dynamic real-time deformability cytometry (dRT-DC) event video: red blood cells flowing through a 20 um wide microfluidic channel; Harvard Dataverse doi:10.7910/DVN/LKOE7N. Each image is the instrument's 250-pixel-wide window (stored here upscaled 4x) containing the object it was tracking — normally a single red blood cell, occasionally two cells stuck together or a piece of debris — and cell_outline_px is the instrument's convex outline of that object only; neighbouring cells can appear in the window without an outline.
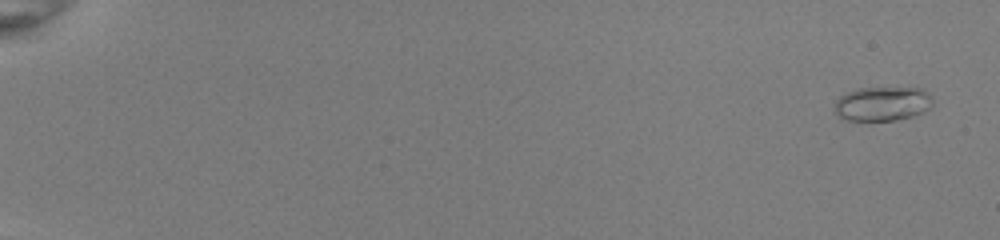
{"species": "common noctule bat (a hibernating species)", "species_latin": "Nyctalus noctula", "temperature_condition": "room temperature", "stored_images_in_passage": 54, "camera_frame_rate_fps": 3000, "um_per_image_px": 0.085, "animal": {"sex": "female", "body_mass_g": 22.0, "forearm_length_mm": 56.7}, "frame": {"image": 1, "passage_image": 3, "time_ms": 0.667, "image_size_px": [1000, 240], "cell_outline_px": [[924, 96], [916, 112], [908, 116], [892, 120], [852, 120], [844, 116], [836, 108], [836, 104], [844, 96], [852, 92], [868, 88], [912, 88], [920, 92]], "centroid_in_image_um": [74.81, 8.82], "position_along_channel_um": 10.2, "area_um2": 16.7}}
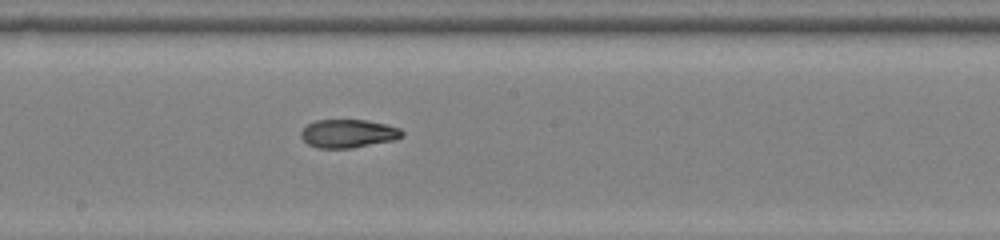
{"frame": {"image": 2, "passage_image": 33, "time_ms": 10.667, "image_size_px": [1000, 240], "cell_outline_px": [[404, 136], [392, 140], [348, 148], [320, 148], [308, 144], [300, 136], [300, 132], [308, 124], [316, 120], [368, 120], [400, 128], [404, 132]], "centroid_in_image_um": [29.59, 11.34], "position_along_channel_um": 218.6, "area_um2": 16.47}}
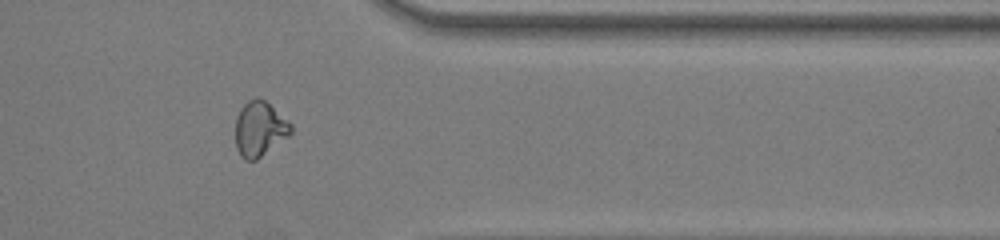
{"frame": {"image": 3, "passage_image": 46, "time_ms": 15.0, "image_size_px": [1000, 240], "cell_outline_px": [[292, 132], [288, 136], [256, 160], [248, 160], [240, 156], [236, 148], [236, 116], [240, 108], [248, 100], [264, 100], [292, 124]], "centroid_in_image_um": [22.05, 10.98], "position_along_channel_um": 389.3, "area_um2": 17.4}, "authors_computed_cell_mechanics": {"area_um2": 16.5308, "velocity_mm_per_s": 4.0504, "shape_relaxation_time_tau1_ms": 8.7566, "shape_relaxation_time_tau2_ms": 3.2967, "deformation_change_tau1": 0.2661, "deformation_change_tau2": 0.0733}}